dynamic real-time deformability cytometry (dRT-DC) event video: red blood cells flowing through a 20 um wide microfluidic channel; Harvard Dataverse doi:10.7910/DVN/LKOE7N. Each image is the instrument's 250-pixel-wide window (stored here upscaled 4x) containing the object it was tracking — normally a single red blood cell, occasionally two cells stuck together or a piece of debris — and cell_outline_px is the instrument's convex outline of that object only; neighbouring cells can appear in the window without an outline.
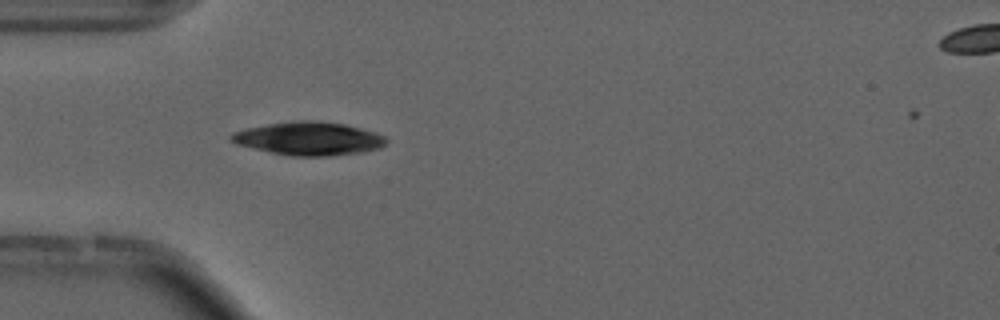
{"species": "common noctule bat (a hibernating species)", "species_latin": "Nyctalus noctula", "temperature_condition": "cold", "stored_images_in_passage": 9, "camera_frame_rate_fps": 3000, "um_per_image_px": 0.085, "animal": {"sex": "male", "forearm_length_mm": 52.5}, "frame": {"image": 1, "passage_image": 2, "time_ms": 0.333, "image_size_px": [1000, 320], "cell_outline_px": [[388, 144], [380, 148], [360, 152], [328, 156], [292, 156], [272, 152], [236, 144], [228, 140], [228, 136], [232, 132], [248, 128], [268, 124], [296, 120], [316, 120], [344, 124], [376, 132], [384, 136], [388, 140]], "centroid_in_image_um": [26.26, 11.77], "position_along_channel_um": 58.7, "area_um2": 30.11}}